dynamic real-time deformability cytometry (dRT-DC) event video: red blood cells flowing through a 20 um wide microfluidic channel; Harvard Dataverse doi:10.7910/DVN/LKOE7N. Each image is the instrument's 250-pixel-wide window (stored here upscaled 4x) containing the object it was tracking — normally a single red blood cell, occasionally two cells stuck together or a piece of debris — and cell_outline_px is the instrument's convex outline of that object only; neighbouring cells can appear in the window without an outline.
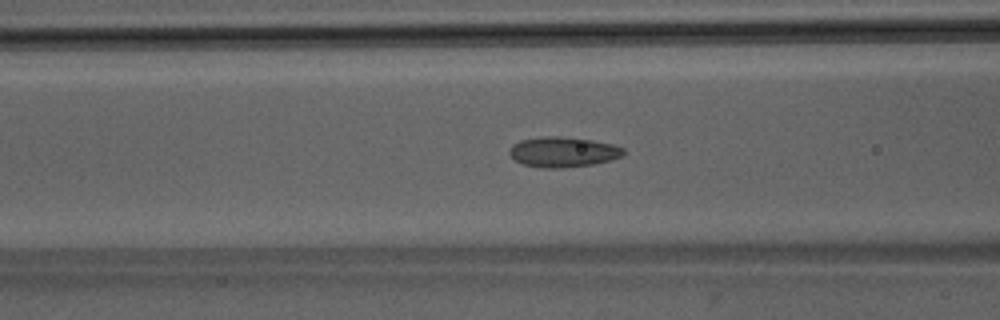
{"species": "Egyptian fruit bat (a non-hibernating species)", "species_latin": "Rousettus aegyptiacus", "temperature_condition": "room temperature", "stored_images_in_passage": 27, "camera_frame_rate_fps": 3000, "um_per_image_px": 0.085, "animal": {"sex": "male"}, "frame": {"image": 1, "passage_image": 5, "time_ms": 1.333, "image_size_px": [1000, 320], "cell_outline_px": [[624, 152], [620, 156], [608, 160], [592, 164], [560, 168], [544, 168], [524, 164], [516, 160], [508, 152], [512, 144], [520, 140], [544, 136], [560, 136], [592, 140], [612, 144], [624, 148]], "centroid_in_image_um": [47.83, 12.9], "position_along_channel_um": 118.8, "area_um2": 19.83}}
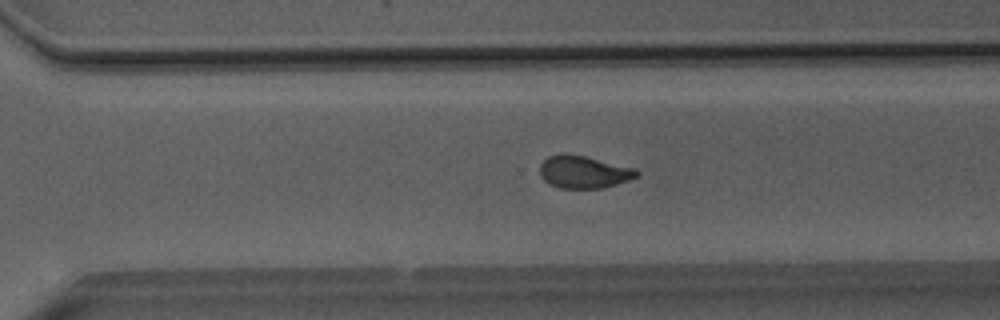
{"frame": {"image": 2, "passage_image": 20, "time_ms": 6.333, "image_size_px": [1000, 320], "cell_outline_px": [[640, 172], [636, 176], [628, 180], [604, 188], [560, 188], [548, 184], [540, 176], [540, 164], [548, 156], [584, 156], [636, 168]], "centroid_in_image_um": [49.63, 14.65], "position_along_channel_um": 321.0, "area_um2": 17.92}}
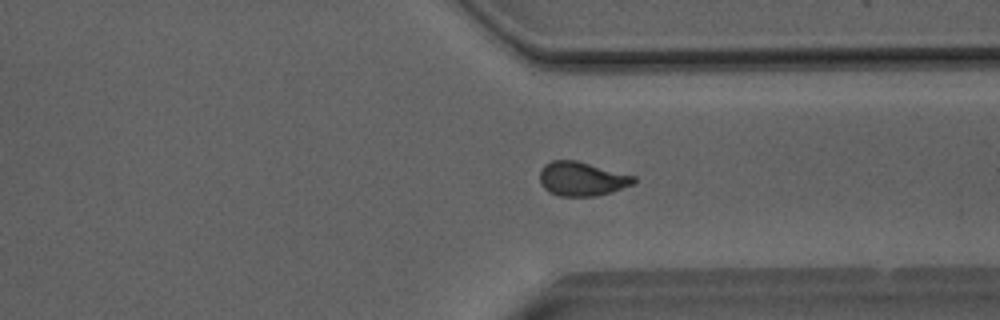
{"frame": {"image": 3, "passage_image": 23, "time_ms": 7.333, "image_size_px": [1000, 320], "cell_outline_px": [[636, 180], [632, 184], [612, 192], [596, 196], [560, 196], [548, 192], [540, 184], [540, 168], [544, 164], [552, 160], [576, 160], [636, 176]], "centroid_in_image_um": [49.43, 15.2], "position_along_channel_um": 362.0, "area_um2": 18.79}, "authors_computed_cell_mechanics": {"area_um2": 18.7272, "velocity_mm_per_s": 4.0541, "shape_relaxation_time_tau1_ms": 8.5306, "shape_relaxation_time_tau2_ms": 0.4908, "deformation_change_tau1": 0.1775, "deformation_change_tau2": 0.0494}}